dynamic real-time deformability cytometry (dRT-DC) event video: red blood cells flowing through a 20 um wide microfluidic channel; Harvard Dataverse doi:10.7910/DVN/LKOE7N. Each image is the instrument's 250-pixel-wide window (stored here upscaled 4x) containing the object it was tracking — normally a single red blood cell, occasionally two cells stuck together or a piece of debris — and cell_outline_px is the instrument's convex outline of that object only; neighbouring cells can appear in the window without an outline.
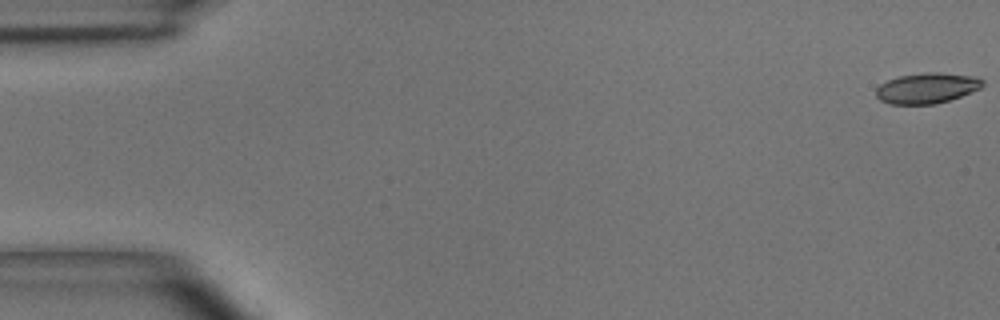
{"species": "common noctule bat (a hibernating species)", "species_latin": "Nyctalus noctula", "temperature_condition": "room temperature", "stored_images_in_passage": 49, "camera_frame_rate_fps": 3000, "um_per_image_px": 0.085, "animal": {"sex": "male", "body_mass_g": 15.6}, "frame": {"image": 1, "passage_image": 1, "time_ms": 0.0, "image_size_px": [1000, 320], "cell_outline_px": [[984, 84], [980, 88], [960, 96], [936, 104], [888, 104], [880, 100], [876, 96], [876, 88], [880, 84], [888, 80], [900, 76], [924, 72], [936, 72], [976, 76], [984, 80]], "centroid_in_image_um": [78.78, 7.48], "position_along_channel_um": 6.2, "area_um2": 18.96}}
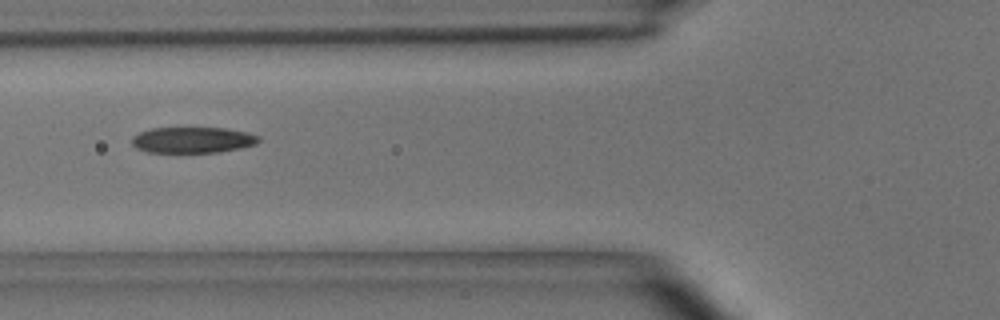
{"frame": {"image": 2, "passage_image": 19, "time_ms": 6.0, "image_size_px": [1000, 320], "cell_outline_px": [[260, 140], [256, 144], [240, 148], [220, 152], [148, 152], [136, 148], [132, 144], [132, 136], [140, 132], [152, 128], [224, 128], [248, 132], [260, 136]], "centroid_in_image_um": [16.39, 11.89], "position_along_channel_um": 109.4, "area_um2": 19.19}}
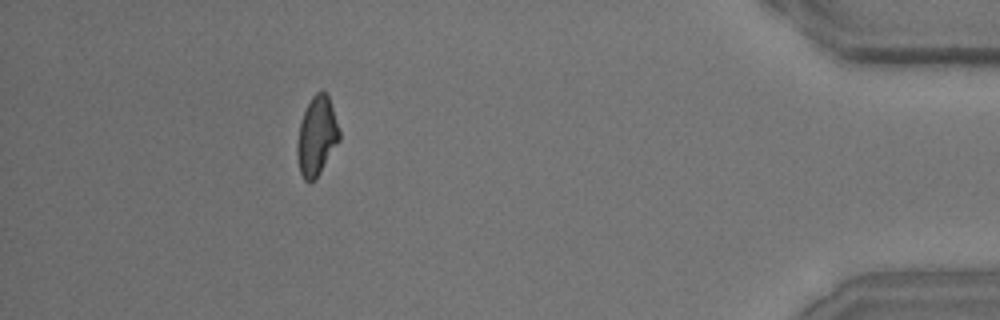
{"frame": {"image": 3, "passage_image": 45, "time_ms": 14.667, "image_size_px": [1000, 320], "cell_outline_px": [[340, 140], [316, 180], [304, 180], [300, 172], [296, 152], [296, 144], [300, 124], [304, 112], [312, 96], [316, 92], [324, 92], [328, 96], [340, 132]], "centroid_in_image_um": [26.92, 11.61], "position_along_channel_um": 408.3, "area_um2": 19.19}, "authors_computed_cell_mechanics": {"area_um2": 19.8254, "velocity_mm_per_s": 4.0634, "shape_relaxation_time_tau1_ms": 3.999, "shape_relaxation_time_tau2_ms": 2.3479, "deformation_change_tau1": 0.144, "deformation_change_tau2": 0.0871}}